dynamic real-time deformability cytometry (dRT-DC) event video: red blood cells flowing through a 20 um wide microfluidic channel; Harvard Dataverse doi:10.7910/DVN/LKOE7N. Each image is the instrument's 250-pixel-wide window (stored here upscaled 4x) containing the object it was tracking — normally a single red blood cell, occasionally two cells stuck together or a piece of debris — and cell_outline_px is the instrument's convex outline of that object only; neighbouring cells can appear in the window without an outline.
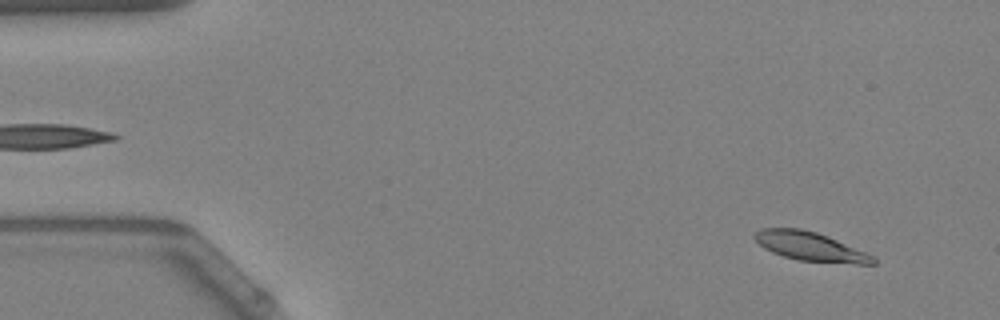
{"species": "Egyptian fruit bat (a non-hibernating species)", "species_latin": "Rousettus aegyptiacus", "temperature_condition": "warm", "stored_images_in_passage": 53, "camera_frame_rate_fps": 3000, "um_per_image_px": 0.085, "animal": {"sex": "female"}, "frame": {"image": 1, "passage_image": 4, "time_ms": 1.0, "image_size_px": [1000, 320], "cell_outline_px": [[876, 264], [856, 264], [800, 260], [784, 256], [772, 252], [764, 248], [752, 236], [760, 228], [800, 228], [816, 232], [828, 236], [876, 256]], "centroid_in_image_um": [68.91, 20.95], "position_along_channel_um": 16.1, "area_um2": 19.94}}
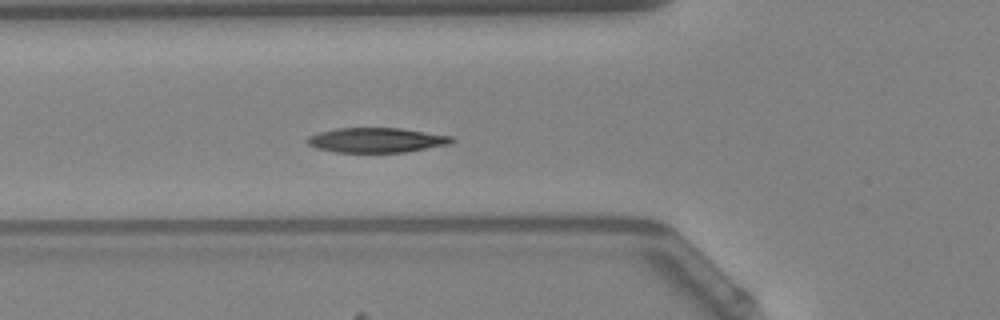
{"frame": {"image": 2, "passage_image": 19, "time_ms": 6.0, "image_size_px": [1000, 320], "cell_outline_px": [[456, 140], [452, 144], [404, 152], [336, 152], [316, 148], [308, 144], [304, 140], [308, 136], [320, 132], [336, 128], [400, 128], [452, 136]], "centroid_in_image_um": [32.01, 11.91], "position_along_channel_um": 93.8, "area_um2": 20.92}}
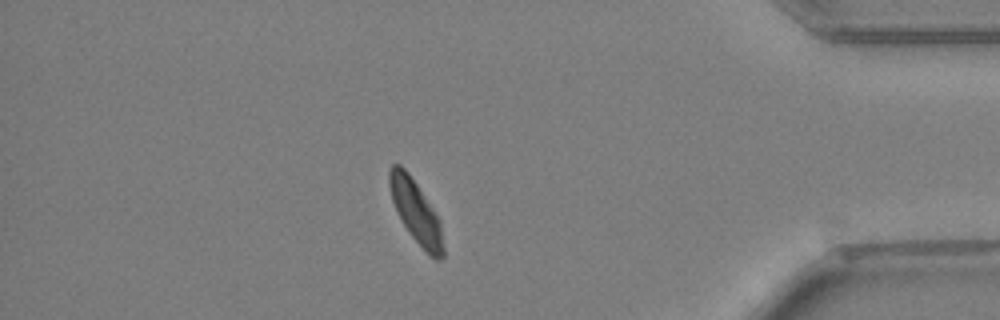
{"frame": {"image": 3, "passage_image": 46, "time_ms": 15.0, "image_size_px": [1000, 320], "cell_outline_px": [[444, 256], [440, 260], [436, 260], [428, 256], [412, 236], [404, 224], [392, 200], [388, 184], [388, 172], [392, 164], [400, 164], [408, 172], [440, 220], [444, 248]], "centroid_in_image_um": [35.36, 18.03], "position_along_channel_um": 399.8, "area_um2": 19.42}, "authors_computed_cell_mechanics": {"area_um2": 20.519, "velocity_mm_per_s": 3.8079, "shape_relaxation_time_tau1_ms": 1.989, "shape_relaxation_time_tau2_ms": 3.137, "deformation_change_tau1": 0.1209, "deformation_change_tau2": 0.0676}}